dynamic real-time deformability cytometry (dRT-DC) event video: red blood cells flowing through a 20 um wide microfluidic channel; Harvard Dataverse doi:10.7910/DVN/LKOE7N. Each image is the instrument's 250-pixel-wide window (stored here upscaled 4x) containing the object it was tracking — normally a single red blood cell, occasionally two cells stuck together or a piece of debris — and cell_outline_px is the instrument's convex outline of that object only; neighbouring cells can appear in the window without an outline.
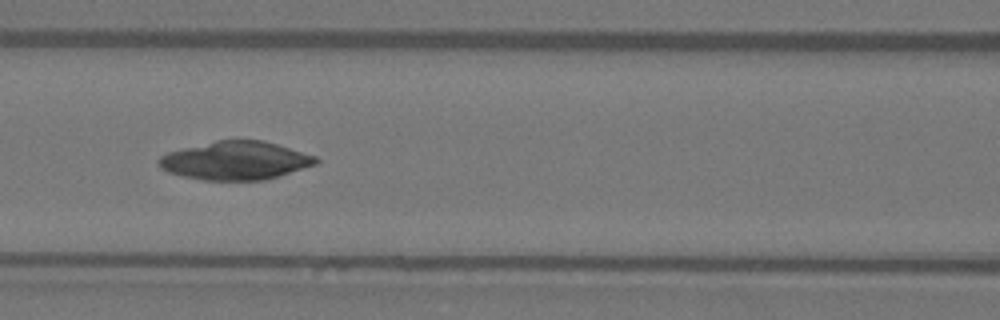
{"species": "Egyptian fruit bat (a non-hibernating species)", "species_latin": "Rousettus aegyptiacus", "temperature_condition": "warm", "stored_images_in_passage": 50, "camera_frame_rate_fps": 3000, "um_per_image_px": 0.085, "animal": {"sex": "female"}, "frame": {"image": 1, "passage_image": 22, "time_ms": 7.0, "image_size_px": [1000, 320], "cell_outline_px": [[320, 160], [316, 164], [264, 180], [204, 180], [184, 176], [168, 172], [160, 168], [156, 160], [160, 156], [168, 152], [216, 140], [264, 140], [316, 156]], "centroid_in_image_um": [19.99, 13.64], "position_along_channel_um": 146.6, "area_um2": 34.91}}